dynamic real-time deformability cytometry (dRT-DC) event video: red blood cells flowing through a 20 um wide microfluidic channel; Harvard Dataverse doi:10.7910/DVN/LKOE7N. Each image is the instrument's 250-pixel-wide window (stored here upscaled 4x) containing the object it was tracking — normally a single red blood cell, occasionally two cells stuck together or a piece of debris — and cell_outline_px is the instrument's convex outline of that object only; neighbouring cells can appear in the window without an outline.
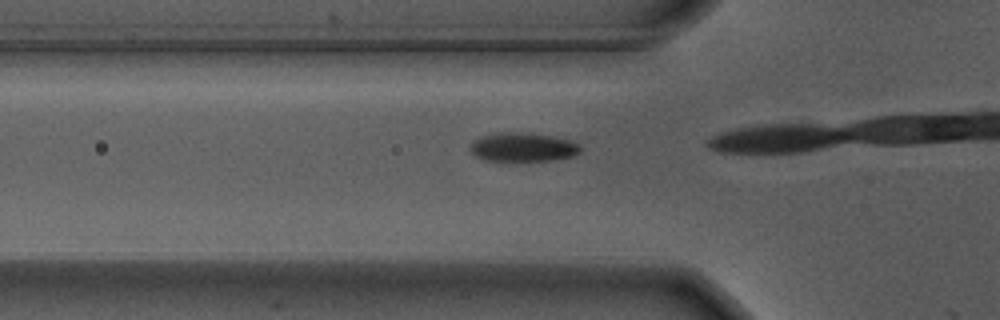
{"species": "Egyptian fruit bat (a non-hibernating species)", "species_latin": "Rousettus aegyptiacus", "temperature_condition": "warm", "stored_images_in_passage": 3, "camera_frame_rate_fps": 3000, "um_per_image_px": 0.085, "animal": {"sex": "male"}, "frame": {"image": 1, "passage_image": 2, "time_ms": 0.333, "image_size_px": [1000, 320], "cell_outline_px": [[580, 152], [572, 156], [552, 160], [484, 160], [476, 156], [472, 152], [472, 140], [480, 136], [516, 132], [552, 136], [572, 140], [580, 144]], "centroid_in_image_um": [44.49, 12.51], "position_along_channel_um": 81.3, "area_um2": 18.09}}